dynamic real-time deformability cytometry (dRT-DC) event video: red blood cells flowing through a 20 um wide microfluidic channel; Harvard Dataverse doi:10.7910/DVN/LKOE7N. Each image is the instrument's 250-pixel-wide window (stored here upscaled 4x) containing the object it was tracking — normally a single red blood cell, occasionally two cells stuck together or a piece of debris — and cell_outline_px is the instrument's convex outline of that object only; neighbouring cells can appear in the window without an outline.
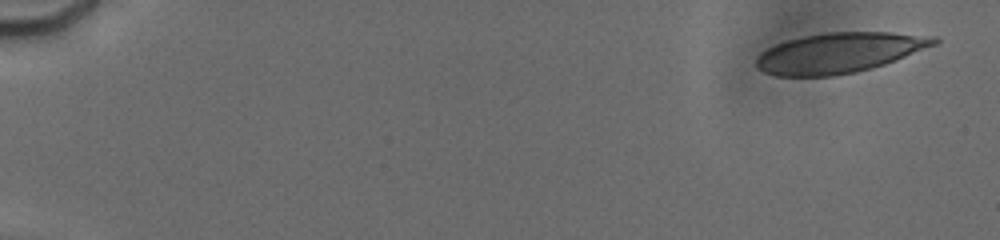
{"species": "human", "species_latin": "Homo sapiens", "temperature_condition": "cold", "stored_images_in_passage": 11, "camera_frame_rate_fps": 3000, "um_per_image_px": 0.085, "donor": {"sex": "male"}, "frame": {"image": 1, "passage_image": 1, "time_ms": 0.0, "image_size_px": [1000, 240], "cell_outline_px": [[940, 40], [936, 44], [884, 64], [872, 68], [856, 72], [832, 76], [776, 76], [764, 72], [756, 64], [756, 56], [760, 52], [776, 44], [788, 40], [804, 36], [828, 32], [892, 32], [936, 36]], "centroid_in_image_um": [71.33, 4.48], "position_along_channel_um": 13.7, "area_um2": 41.5}}
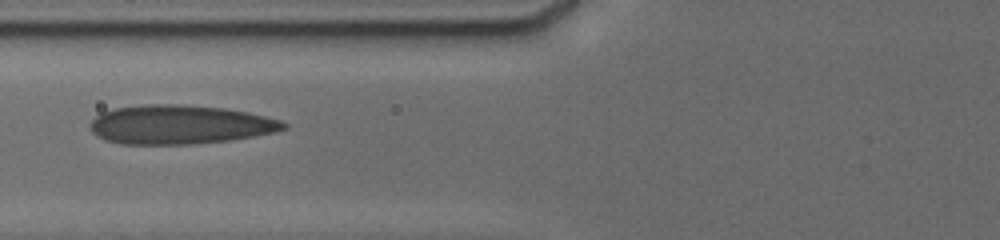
{"frame": {"image": 2, "passage_image": 10, "time_ms": 7.0, "image_size_px": [1000, 240], "cell_outline_px": [[288, 128], [276, 132], [228, 140], [192, 144], [124, 144], [108, 140], [96, 136], [92, 132], [88, 124], [100, 112], [116, 108], [144, 104], [180, 104], [224, 108], [248, 112], [280, 120], [288, 124]], "centroid_in_image_um": [15.27, 10.58], "position_along_channel_um": 110.5, "area_um2": 43.99}}